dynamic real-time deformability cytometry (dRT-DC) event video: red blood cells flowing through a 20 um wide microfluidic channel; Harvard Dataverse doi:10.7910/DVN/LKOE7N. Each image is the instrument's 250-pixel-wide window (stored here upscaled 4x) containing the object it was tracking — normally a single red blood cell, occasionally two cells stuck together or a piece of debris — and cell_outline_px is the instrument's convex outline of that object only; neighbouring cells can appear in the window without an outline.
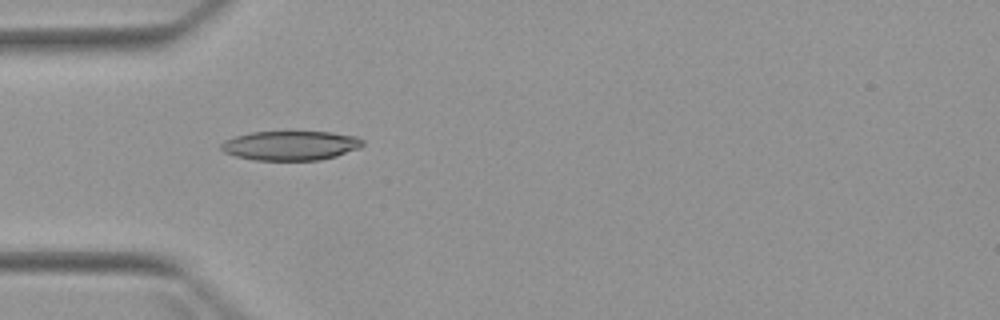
{"species": "Egyptian fruit bat (a non-hibernating species)", "species_latin": "Rousettus aegyptiacus", "temperature_condition": "warm", "stored_images_in_passage": 5, "camera_frame_rate_fps": 3000, "um_per_image_px": 0.085, "animal": {"sex": "female"}, "frame": {"image": 1, "passage_image": 4, "time_ms": 4.667, "image_size_px": [1000, 320], "cell_outline_px": [[364, 144], [360, 148], [336, 156], [320, 160], [252, 160], [236, 156], [224, 152], [220, 148], [220, 144], [224, 140], [236, 136], [252, 132], [332, 132], [356, 136], [364, 140]], "centroid_in_image_um": [24.71, 12.37], "position_along_channel_um": 60.3, "area_um2": 24.33}}
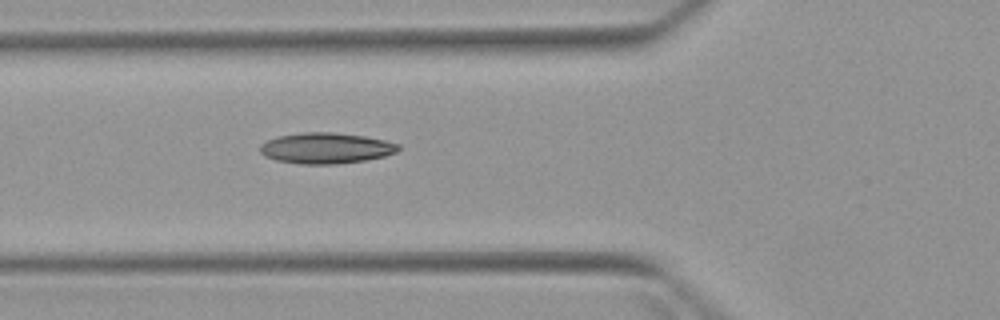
{"frame": {"image": 2, "passage_image": 5, "time_ms": 5.667, "image_size_px": [1000, 320], "cell_outline_px": [[400, 148], [396, 152], [384, 156], [364, 160], [336, 164], [304, 164], [276, 160], [264, 156], [260, 152], [260, 144], [276, 136], [304, 132], [332, 132], [364, 136], [384, 140], [400, 144]], "centroid_in_image_um": [27.69, 12.58], "position_along_channel_um": 98.1, "area_um2": 24.8}}